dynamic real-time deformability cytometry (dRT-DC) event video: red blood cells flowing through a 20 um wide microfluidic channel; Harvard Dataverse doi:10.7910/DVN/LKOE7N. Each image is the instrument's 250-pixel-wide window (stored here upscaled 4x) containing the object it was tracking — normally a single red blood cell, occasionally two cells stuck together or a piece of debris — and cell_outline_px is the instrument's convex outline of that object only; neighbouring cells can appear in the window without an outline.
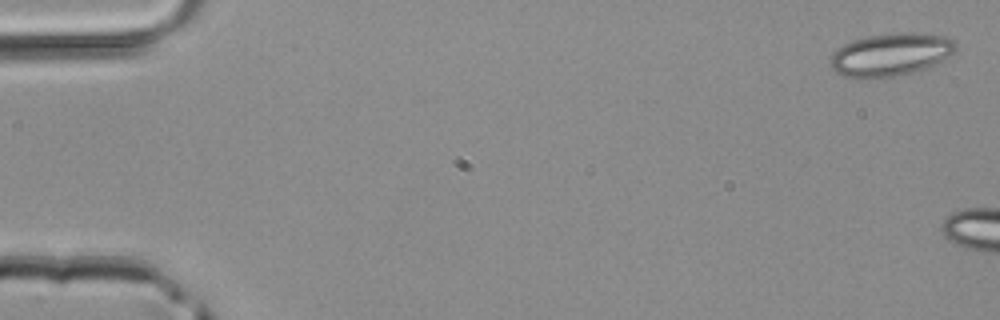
{"species": "common noctule bat (a hibernating species)", "species_latin": "Nyctalus noctula", "temperature_condition": "room temperature", "stored_images_in_passage": 3, "camera_frame_rate_fps": 3000, "um_per_image_px": 0.085, "animal": {"sex": "male", "body_mass_g": 20.4}, "frame": {"image": 1, "passage_image": 1, "time_ms": 0.0, "image_size_px": [1000, 320], "cell_outline_px": [[956, 48], [948, 56], [936, 64], [900, 76], [880, 80], [860, 80], [844, 76], [836, 72], [832, 68], [828, 60], [832, 52], [844, 44], [852, 40], [868, 36], [896, 32], [912, 32], [944, 36], [956, 40]], "centroid_in_image_um": [75.65, 4.67], "position_along_channel_um": 9.4, "area_um2": 32.08}}